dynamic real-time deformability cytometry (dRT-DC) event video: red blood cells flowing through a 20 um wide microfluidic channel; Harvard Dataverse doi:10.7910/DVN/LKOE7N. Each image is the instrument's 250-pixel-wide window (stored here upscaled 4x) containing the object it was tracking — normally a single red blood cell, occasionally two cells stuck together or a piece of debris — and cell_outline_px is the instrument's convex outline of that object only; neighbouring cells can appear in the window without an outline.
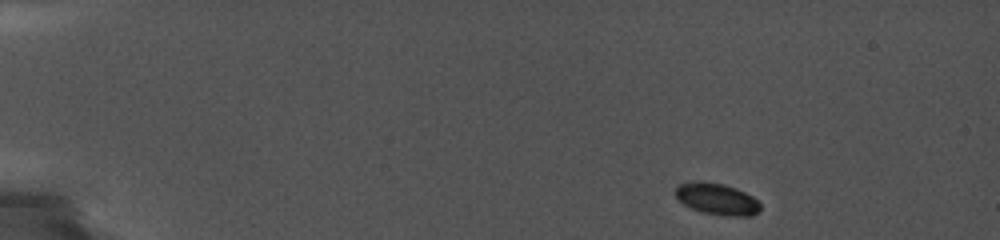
{"species": "common noctule bat (a hibernating species)", "species_latin": "Nyctalus noctula", "temperature_condition": "cold", "stored_images_in_passage": 52, "camera_frame_rate_fps": 5000, "um_per_image_px": 0.085, "animal": {"sex": "female", "body_mass_g": 19.0, "forearm_length_mm": 56.7}, "frame": {"image": 1, "passage_image": 1, "time_ms": 0.0, "image_size_px": [1000, 240], "cell_outline_px": [[760, 208], [752, 216], [720, 216], [704, 212], [692, 208], [684, 204], [676, 196], [676, 188], [680, 184], [696, 180], [700, 180], [724, 184], [736, 188], [752, 196], [760, 204]], "centroid_in_image_um": [60.94, 16.9], "position_along_channel_um": 24.1, "area_um2": 15.55}}
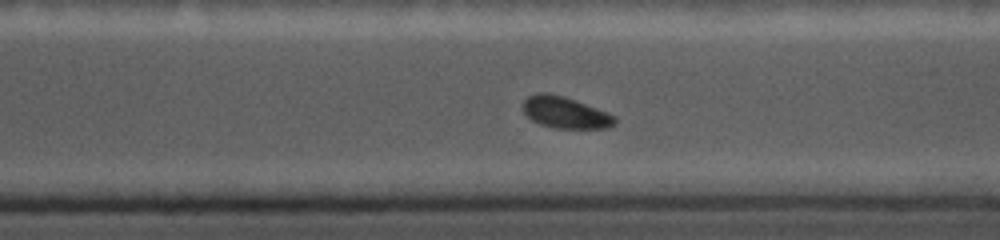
{"frame": {"image": 2, "passage_image": 42, "time_ms": 11.2, "image_size_px": [1000, 240], "cell_outline_px": [[616, 124], [608, 128], [552, 128], [540, 124], [532, 120], [524, 112], [524, 100], [528, 96], [540, 92], [544, 92], [560, 96], [608, 112], [616, 116]], "centroid_in_image_um": [48.06, 9.59], "position_along_channel_um": 322.5, "area_um2": 16.59}}
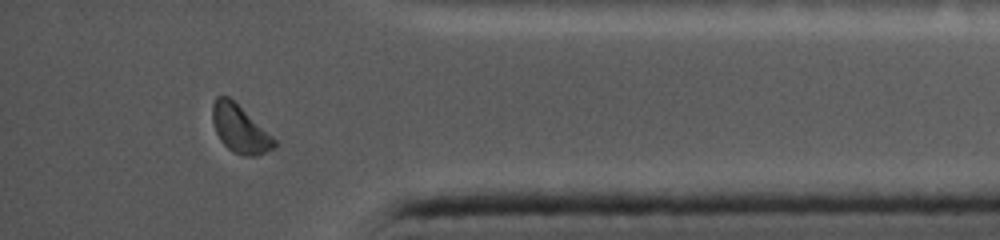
{"frame": {"image": 3, "passage_image": 49, "time_ms": 13.8, "image_size_px": [1000, 240], "cell_outline_px": [[276, 148], [256, 156], [244, 156], [228, 148], [220, 140], [216, 132], [212, 120], [212, 104], [216, 96], [228, 96], [272, 136], [276, 140]], "centroid_in_image_um": [20.38, 10.97], "position_along_channel_um": 414.8, "area_um2": 16.88}}